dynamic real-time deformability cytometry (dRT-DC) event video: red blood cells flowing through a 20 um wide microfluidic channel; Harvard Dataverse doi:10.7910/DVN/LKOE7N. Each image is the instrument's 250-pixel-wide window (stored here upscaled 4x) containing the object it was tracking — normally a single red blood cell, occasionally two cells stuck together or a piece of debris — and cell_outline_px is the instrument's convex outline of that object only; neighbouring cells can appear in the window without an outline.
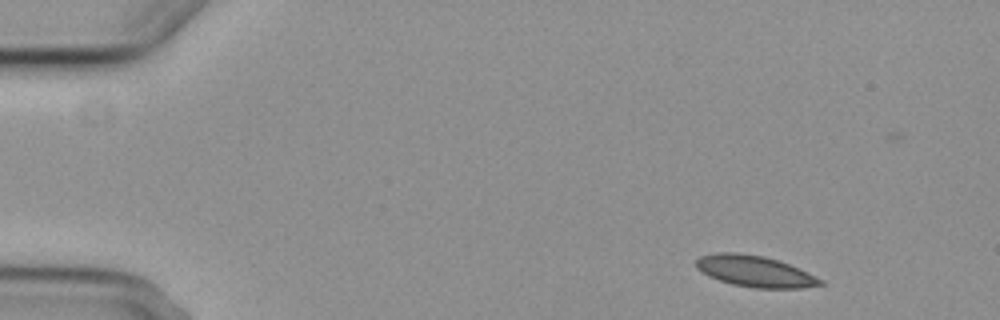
{"species": "common noctule bat (a hibernating species)", "species_latin": "Nyctalus noctula", "temperature_condition": "cold", "stored_images_in_passage": 3, "camera_frame_rate_fps": 3000, "um_per_image_px": 0.085, "animal": {"sex": "female", "body_mass_g": 29.2, "forearm_length_mm": 56.3}, "frame": {"image": 1, "passage_image": 1, "time_ms": 0.0, "image_size_px": [1000, 320], "cell_outline_px": [[824, 284], [800, 288], [752, 288], [732, 284], [708, 276], [696, 268], [696, 260], [700, 256], [716, 252], [736, 252], [764, 256], [788, 264], [824, 280]], "centroid_in_image_um": [64.13, 23.06], "position_along_channel_um": 20.9, "area_um2": 22.48}}
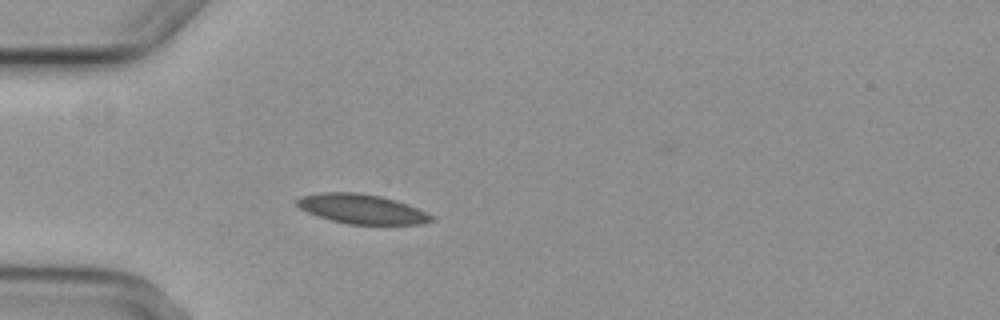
{"frame": {"image": 2, "passage_image": 3, "time_ms": 3.333, "image_size_px": [1000, 320], "cell_outline_px": [[436, 220], [424, 224], [348, 224], [316, 216], [300, 208], [296, 204], [296, 200], [300, 196], [320, 192], [356, 192], [380, 196], [396, 200], [408, 204], [428, 212], [436, 216]], "centroid_in_image_um": [30.8, 17.76], "position_along_channel_um": 54.2, "area_um2": 23.41}}